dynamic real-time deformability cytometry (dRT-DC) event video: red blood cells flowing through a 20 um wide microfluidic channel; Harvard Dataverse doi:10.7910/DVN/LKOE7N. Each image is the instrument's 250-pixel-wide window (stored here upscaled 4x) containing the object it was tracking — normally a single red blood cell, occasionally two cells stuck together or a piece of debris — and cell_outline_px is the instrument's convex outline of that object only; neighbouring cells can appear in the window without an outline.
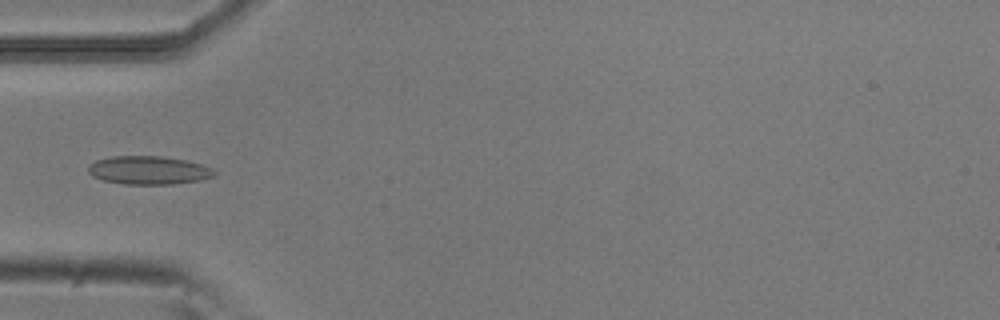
{"species": "common noctule bat (a hibernating species)", "species_latin": "Nyctalus noctula", "temperature_condition": "room temperature", "stored_images_in_passage": 5, "camera_frame_rate_fps": 3000, "um_per_image_px": 0.085, "animal": {"sex": "male", "body_mass_g": 20.5, "forearm_length_mm": 52.5}, "frame": {"image": 1, "passage_image": 5, "time_ms": 1.333, "image_size_px": [1000, 320], "cell_outline_px": [[216, 176], [200, 180], [172, 184], [124, 184], [104, 180], [92, 176], [88, 172], [88, 164], [96, 160], [112, 156], [160, 156], [184, 160], [200, 164], [212, 168], [216, 172]], "centroid_in_image_um": [12.62, 14.47], "position_along_channel_um": 72.4, "area_um2": 20.81}}